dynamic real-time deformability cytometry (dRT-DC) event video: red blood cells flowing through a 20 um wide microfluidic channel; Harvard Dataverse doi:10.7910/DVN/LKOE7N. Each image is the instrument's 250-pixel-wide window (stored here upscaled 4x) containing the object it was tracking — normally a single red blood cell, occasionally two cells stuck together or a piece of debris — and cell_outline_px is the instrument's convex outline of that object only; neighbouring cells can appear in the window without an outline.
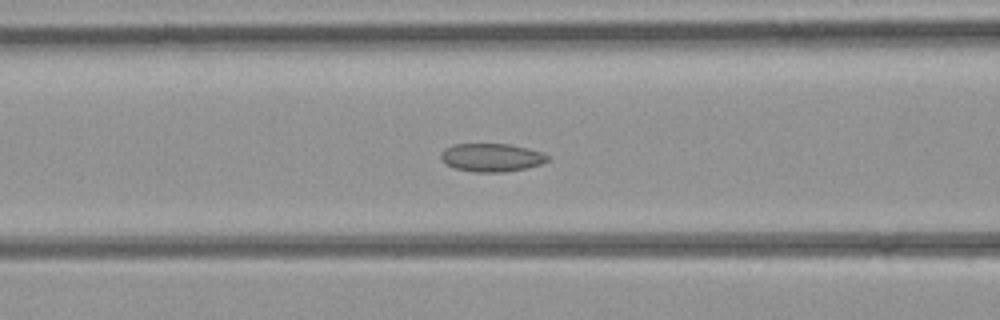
{"species": "common noctule bat (a hibernating species)", "species_latin": "Nyctalus noctula", "temperature_condition": "room temperature", "stored_images_in_passage": 44, "camera_frame_rate_fps": 3000, "um_per_image_px": 0.085, "animal": {"sex": "female", "body_mass_g": 21.9}, "frame": {"image": 1, "passage_image": 18, "time_ms": 5.667, "image_size_px": [1000, 320], "cell_outline_px": [[548, 160], [540, 164], [528, 168], [504, 172], [476, 172], [452, 168], [444, 164], [440, 160], [440, 152], [444, 148], [452, 144], [508, 144], [528, 148], [540, 152], [548, 156]], "centroid_in_image_um": [41.7, 13.39], "position_along_channel_um": 124.9, "area_um2": 17.74}}
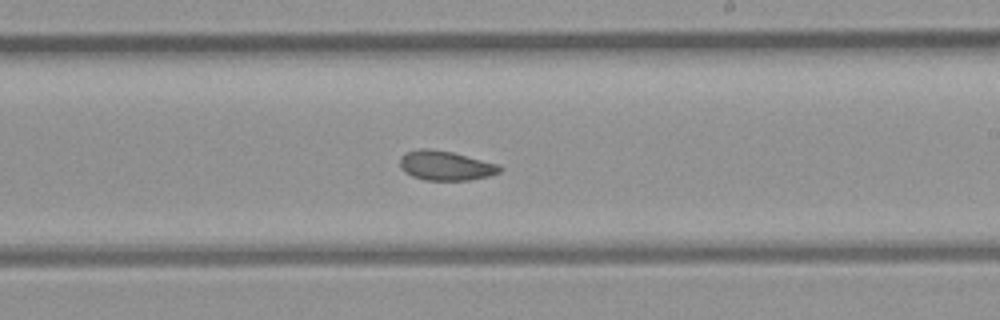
{"frame": {"image": 2, "passage_image": 26, "time_ms": 8.333, "image_size_px": [1000, 320], "cell_outline_px": [[504, 168], [500, 172], [488, 176], [468, 180], [424, 180], [412, 176], [404, 172], [400, 168], [400, 156], [404, 152], [420, 148], [428, 148], [452, 152], [500, 164]], "centroid_in_image_um": [37.87, 14.07], "position_along_channel_um": 251.1, "area_um2": 17.4}}
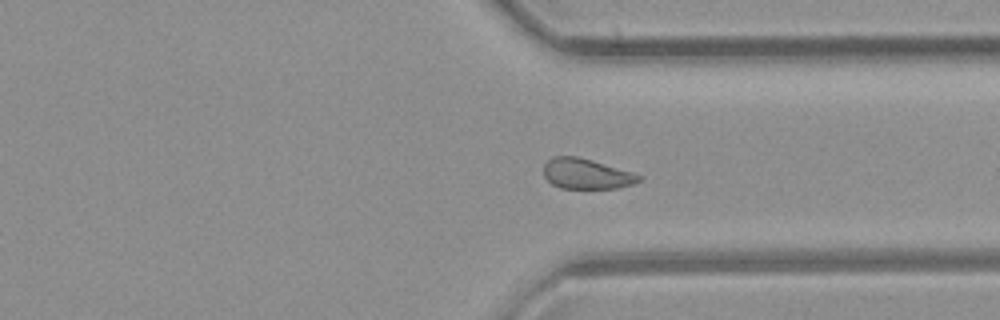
{"frame": {"image": 3, "passage_image": 33, "time_ms": 10.667, "image_size_px": [1000, 320], "cell_outline_px": [[640, 180], [632, 184], [616, 188], [560, 188], [552, 184], [544, 176], [544, 164], [552, 156], [576, 156], [592, 160], [632, 172], [640, 176]], "centroid_in_image_um": [49.8, 14.77], "position_along_channel_um": 361.6, "area_um2": 16.65}}